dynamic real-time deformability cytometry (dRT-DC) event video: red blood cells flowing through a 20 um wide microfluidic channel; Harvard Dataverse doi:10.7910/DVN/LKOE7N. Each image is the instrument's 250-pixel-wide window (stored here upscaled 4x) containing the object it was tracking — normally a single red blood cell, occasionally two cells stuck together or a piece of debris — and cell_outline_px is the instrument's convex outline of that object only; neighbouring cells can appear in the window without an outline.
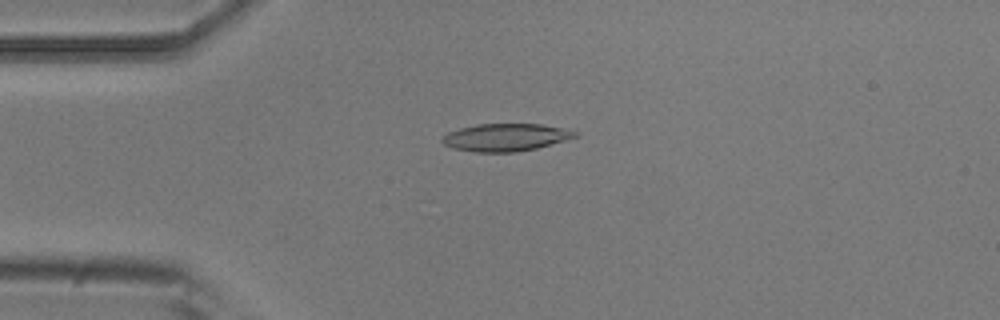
{"species": "common noctule bat (a hibernating species)", "species_latin": "Nyctalus noctula", "temperature_condition": "room temperature", "stored_images_in_passage": 3, "camera_frame_rate_fps": 3000, "um_per_image_px": 0.085, "animal": {"sex": "male", "body_mass_g": 20.5, "forearm_length_mm": 52.5}, "frame": {"image": 1, "passage_image": 1, "time_ms": 0.0, "image_size_px": [1000, 320], "cell_outline_px": [[580, 136], [536, 148], [516, 152], [476, 152], [452, 148], [444, 144], [440, 140], [448, 132], [460, 128], [476, 124], [540, 124], [580, 132]], "centroid_in_image_um": [42.98, 11.67], "position_along_channel_um": 42.0, "area_um2": 21.27}}
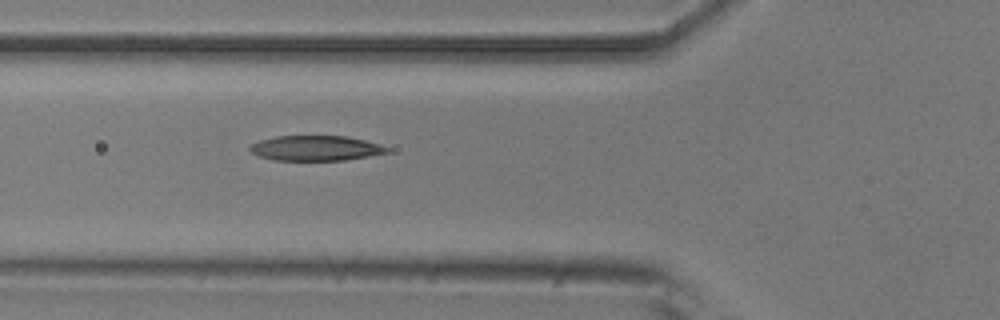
{"frame": {"image": 2, "passage_image": 3, "time_ms": 2.0, "image_size_px": [1000, 320], "cell_outline_px": [[388, 152], [368, 156], [344, 160], [272, 160], [260, 156], [252, 152], [248, 148], [252, 144], [260, 140], [276, 136], [348, 136], [380, 144], [388, 148]], "centroid_in_image_um": [26.82, 12.59], "position_along_channel_um": 99.0, "area_um2": 19.88}}